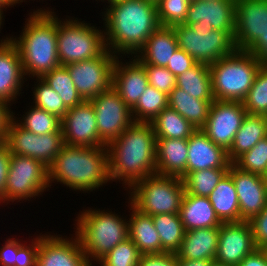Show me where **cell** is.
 <instances>
[{"label":"cell","instance_id":"obj_1","mask_svg":"<svg viewBox=\"0 0 267 266\" xmlns=\"http://www.w3.org/2000/svg\"><path fill=\"white\" fill-rule=\"evenodd\" d=\"M108 4L102 13L106 48L120 57L121 54L137 55L148 37L160 26L156 2L116 0Z\"/></svg>","mask_w":267,"mask_h":266},{"label":"cell","instance_id":"obj_2","mask_svg":"<svg viewBox=\"0 0 267 266\" xmlns=\"http://www.w3.org/2000/svg\"><path fill=\"white\" fill-rule=\"evenodd\" d=\"M109 177L129 189L156 173V136L151 122H133L107 146Z\"/></svg>","mask_w":267,"mask_h":266},{"label":"cell","instance_id":"obj_3","mask_svg":"<svg viewBox=\"0 0 267 266\" xmlns=\"http://www.w3.org/2000/svg\"><path fill=\"white\" fill-rule=\"evenodd\" d=\"M49 183L59 182L75 191H93L110 182L107 147L63 145L48 167Z\"/></svg>","mask_w":267,"mask_h":266},{"label":"cell","instance_id":"obj_4","mask_svg":"<svg viewBox=\"0 0 267 266\" xmlns=\"http://www.w3.org/2000/svg\"><path fill=\"white\" fill-rule=\"evenodd\" d=\"M47 9L40 8L28 14L21 35L11 38L20 52L25 76L42 77L60 65L57 53V16L52 9Z\"/></svg>","mask_w":267,"mask_h":266},{"label":"cell","instance_id":"obj_5","mask_svg":"<svg viewBox=\"0 0 267 266\" xmlns=\"http://www.w3.org/2000/svg\"><path fill=\"white\" fill-rule=\"evenodd\" d=\"M75 234L86 258L98 262L129 237L128 221L112 211L88 208L76 217ZM93 258V259H92ZM93 261V262H92Z\"/></svg>","mask_w":267,"mask_h":266},{"label":"cell","instance_id":"obj_6","mask_svg":"<svg viewBox=\"0 0 267 266\" xmlns=\"http://www.w3.org/2000/svg\"><path fill=\"white\" fill-rule=\"evenodd\" d=\"M261 67L252 53L242 50L209 65L214 100L242 102Z\"/></svg>","mask_w":267,"mask_h":266},{"label":"cell","instance_id":"obj_7","mask_svg":"<svg viewBox=\"0 0 267 266\" xmlns=\"http://www.w3.org/2000/svg\"><path fill=\"white\" fill-rule=\"evenodd\" d=\"M184 193L185 188L180 177L155 173L130 188L129 202L141 213L150 216L179 214Z\"/></svg>","mask_w":267,"mask_h":266},{"label":"cell","instance_id":"obj_8","mask_svg":"<svg viewBox=\"0 0 267 266\" xmlns=\"http://www.w3.org/2000/svg\"><path fill=\"white\" fill-rule=\"evenodd\" d=\"M106 43L104 31L89 23L57 17V53L60 65L91 60L101 56Z\"/></svg>","mask_w":267,"mask_h":266},{"label":"cell","instance_id":"obj_9","mask_svg":"<svg viewBox=\"0 0 267 266\" xmlns=\"http://www.w3.org/2000/svg\"><path fill=\"white\" fill-rule=\"evenodd\" d=\"M173 28L178 48L187 52L197 63L211 65L236 50L234 37L228 31L185 24Z\"/></svg>","mask_w":267,"mask_h":266},{"label":"cell","instance_id":"obj_10","mask_svg":"<svg viewBox=\"0 0 267 266\" xmlns=\"http://www.w3.org/2000/svg\"><path fill=\"white\" fill-rule=\"evenodd\" d=\"M50 186L49 169L44 163L27 156L11 155L5 191L7 204L39 197Z\"/></svg>","mask_w":267,"mask_h":266},{"label":"cell","instance_id":"obj_11","mask_svg":"<svg viewBox=\"0 0 267 266\" xmlns=\"http://www.w3.org/2000/svg\"><path fill=\"white\" fill-rule=\"evenodd\" d=\"M5 142L11 154L27 156L49 167L64 145L62 132L36 135L18 125L12 118L8 123Z\"/></svg>","mask_w":267,"mask_h":266},{"label":"cell","instance_id":"obj_12","mask_svg":"<svg viewBox=\"0 0 267 266\" xmlns=\"http://www.w3.org/2000/svg\"><path fill=\"white\" fill-rule=\"evenodd\" d=\"M116 57L107 49L99 57L65 65L84 101H90L112 87V72Z\"/></svg>","mask_w":267,"mask_h":266},{"label":"cell","instance_id":"obj_13","mask_svg":"<svg viewBox=\"0 0 267 266\" xmlns=\"http://www.w3.org/2000/svg\"><path fill=\"white\" fill-rule=\"evenodd\" d=\"M78 237L42 234L33 238L31 266H90Z\"/></svg>","mask_w":267,"mask_h":266},{"label":"cell","instance_id":"obj_14","mask_svg":"<svg viewBox=\"0 0 267 266\" xmlns=\"http://www.w3.org/2000/svg\"><path fill=\"white\" fill-rule=\"evenodd\" d=\"M90 102L95 111L99 138L106 146L134 122L131 109L112 87Z\"/></svg>","mask_w":267,"mask_h":266},{"label":"cell","instance_id":"obj_15","mask_svg":"<svg viewBox=\"0 0 267 266\" xmlns=\"http://www.w3.org/2000/svg\"><path fill=\"white\" fill-rule=\"evenodd\" d=\"M246 114V109L240 101L214 100L206 123L201 130L213 143L228 151Z\"/></svg>","mask_w":267,"mask_h":266},{"label":"cell","instance_id":"obj_16","mask_svg":"<svg viewBox=\"0 0 267 266\" xmlns=\"http://www.w3.org/2000/svg\"><path fill=\"white\" fill-rule=\"evenodd\" d=\"M63 142L69 146L106 147L100 140L97 119L90 101L69 108L61 119Z\"/></svg>","mask_w":267,"mask_h":266},{"label":"cell","instance_id":"obj_17","mask_svg":"<svg viewBox=\"0 0 267 266\" xmlns=\"http://www.w3.org/2000/svg\"><path fill=\"white\" fill-rule=\"evenodd\" d=\"M236 50L247 51L267 32V0H235Z\"/></svg>","mask_w":267,"mask_h":266},{"label":"cell","instance_id":"obj_18","mask_svg":"<svg viewBox=\"0 0 267 266\" xmlns=\"http://www.w3.org/2000/svg\"><path fill=\"white\" fill-rule=\"evenodd\" d=\"M255 249L253 230L249 221L223 222L219 226V239L214 261L238 266Z\"/></svg>","mask_w":267,"mask_h":266},{"label":"cell","instance_id":"obj_19","mask_svg":"<svg viewBox=\"0 0 267 266\" xmlns=\"http://www.w3.org/2000/svg\"><path fill=\"white\" fill-rule=\"evenodd\" d=\"M240 211V221H250L260 214L267 205V177L244 171L234 163L229 165Z\"/></svg>","mask_w":267,"mask_h":266},{"label":"cell","instance_id":"obj_20","mask_svg":"<svg viewBox=\"0 0 267 266\" xmlns=\"http://www.w3.org/2000/svg\"><path fill=\"white\" fill-rule=\"evenodd\" d=\"M235 15V0H192L184 24L228 31L234 37Z\"/></svg>","mask_w":267,"mask_h":266},{"label":"cell","instance_id":"obj_21","mask_svg":"<svg viewBox=\"0 0 267 266\" xmlns=\"http://www.w3.org/2000/svg\"><path fill=\"white\" fill-rule=\"evenodd\" d=\"M133 58L124 63L117 56L112 72V88L130 109L149 85L144 65L135 56Z\"/></svg>","mask_w":267,"mask_h":266},{"label":"cell","instance_id":"obj_22","mask_svg":"<svg viewBox=\"0 0 267 266\" xmlns=\"http://www.w3.org/2000/svg\"><path fill=\"white\" fill-rule=\"evenodd\" d=\"M11 38L6 36L0 41V100L9 105L21 94L24 79H27L24 77L20 52Z\"/></svg>","mask_w":267,"mask_h":266},{"label":"cell","instance_id":"obj_23","mask_svg":"<svg viewBox=\"0 0 267 266\" xmlns=\"http://www.w3.org/2000/svg\"><path fill=\"white\" fill-rule=\"evenodd\" d=\"M228 151L216 145L201 130L196 129L188 139L186 175L197 170L229 168Z\"/></svg>","mask_w":267,"mask_h":266},{"label":"cell","instance_id":"obj_24","mask_svg":"<svg viewBox=\"0 0 267 266\" xmlns=\"http://www.w3.org/2000/svg\"><path fill=\"white\" fill-rule=\"evenodd\" d=\"M178 48L174 28L159 26L146 40L135 57L143 65L167 67L174 51Z\"/></svg>","mask_w":267,"mask_h":266},{"label":"cell","instance_id":"obj_25","mask_svg":"<svg viewBox=\"0 0 267 266\" xmlns=\"http://www.w3.org/2000/svg\"><path fill=\"white\" fill-rule=\"evenodd\" d=\"M188 139H156V173L186 176Z\"/></svg>","mask_w":267,"mask_h":266},{"label":"cell","instance_id":"obj_26","mask_svg":"<svg viewBox=\"0 0 267 266\" xmlns=\"http://www.w3.org/2000/svg\"><path fill=\"white\" fill-rule=\"evenodd\" d=\"M179 216L185 231L219 227L218 218L208 197L184 193Z\"/></svg>","mask_w":267,"mask_h":266},{"label":"cell","instance_id":"obj_27","mask_svg":"<svg viewBox=\"0 0 267 266\" xmlns=\"http://www.w3.org/2000/svg\"><path fill=\"white\" fill-rule=\"evenodd\" d=\"M219 227L201 228L185 232L177 258L186 260H211L216 257Z\"/></svg>","mask_w":267,"mask_h":266},{"label":"cell","instance_id":"obj_28","mask_svg":"<svg viewBox=\"0 0 267 266\" xmlns=\"http://www.w3.org/2000/svg\"><path fill=\"white\" fill-rule=\"evenodd\" d=\"M128 220L129 238L142 255L162 254L161 241L150 215L141 213L131 202Z\"/></svg>","mask_w":267,"mask_h":266},{"label":"cell","instance_id":"obj_29","mask_svg":"<svg viewBox=\"0 0 267 266\" xmlns=\"http://www.w3.org/2000/svg\"><path fill=\"white\" fill-rule=\"evenodd\" d=\"M266 136L267 116L247 113L228 150L230 162L234 163Z\"/></svg>","mask_w":267,"mask_h":266},{"label":"cell","instance_id":"obj_30","mask_svg":"<svg viewBox=\"0 0 267 266\" xmlns=\"http://www.w3.org/2000/svg\"><path fill=\"white\" fill-rule=\"evenodd\" d=\"M213 101L196 99L177 86L168 95V106L188 120L195 129L205 125Z\"/></svg>","mask_w":267,"mask_h":266},{"label":"cell","instance_id":"obj_31","mask_svg":"<svg viewBox=\"0 0 267 266\" xmlns=\"http://www.w3.org/2000/svg\"><path fill=\"white\" fill-rule=\"evenodd\" d=\"M222 222H239V201L232 176L227 172L208 196Z\"/></svg>","mask_w":267,"mask_h":266},{"label":"cell","instance_id":"obj_32","mask_svg":"<svg viewBox=\"0 0 267 266\" xmlns=\"http://www.w3.org/2000/svg\"><path fill=\"white\" fill-rule=\"evenodd\" d=\"M151 123L156 139H189L196 130L188 120L169 106Z\"/></svg>","mask_w":267,"mask_h":266},{"label":"cell","instance_id":"obj_33","mask_svg":"<svg viewBox=\"0 0 267 266\" xmlns=\"http://www.w3.org/2000/svg\"><path fill=\"white\" fill-rule=\"evenodd\" d=\"M176 86L196 99L214 100L209 65L196 63L176 77Z\"/></svg>","mask_w":267,"mask_h":266},{"label":"cell","instance_id":"obj_34","mask_svg":"<svg viewBox=\"0 0 267 266\" xmlns=\"http://www.w3.org/2000/svg\"><path fill=\"white\" fill-rule=\"evenodd\" d=\"M151 217L159 234L162 254H176L181 247L186 232L179 214H157Z\"/></svg>","mask_w":267,"mask_h":266},{"label":"cell","instance_id":"obj_35","mask_svg":"<svg viewBox=\"0 0 267 266\" xmlns=\"http://www.w3.org/2000/svg\"><path fill=\"white\" fill-rule=\"evenodd\" d=\"M62 99L65 106L73 108L84 100L78 93L65 65H59L41 77Z\"/></svg>","mask_w":267,"mask_h":266},{"label":"cell","instance_id":"obj_36","mask_svg":"<svg viewBox=\"0 0 267 266\" xmlns=\"http://www.w3.org/2000/svg\"><path fill=\"white\" fill-rule=\"evenodd\" d=\"M166 107L168 95L148 85L131 109L132 117L135 122H152Z\"/></svg>","mask_w":267,"mask_h":266},{"label":"cell","instance_id":"obj_37","mask_svg":"<svg viewBox=\"0 0 267 266\" xmlns=\"http://www.w3.org/2000/svg\"><path fill=\"white\" fill-rule=\"evenodd\" d=\"M229 168H211L188 173L182 180L185 193L208 197Z\"/></svg>","mask_w":267,"mask_h":266},{"label":"cell","instance_id":"obj_38","mask_svg":"<svg viewBox=\"0 0 267 266\" xmlns=\"http://www.w3.org/2000/svg\"><path fill=\"white\" fill-rule=\"evenodd\" d=\"M12 118L22 128L33 132L36 135L62 132L60 118L34 105L25 112L21 121H16V117L14 115H12Z\"/></svg>","mask_w":267,"mask_h":266},{"label":"cell","instance_id":"obj_39","mask_svg":"<svg viewBox=\"0 0 267 266\" xmlns=\"http://www.w3.org/2000/svg\"><path fill=\"white\" fill-rule=\"evenodd\" d=\"M248 114L267 116V67H261L246 98L242 101Z\"/></svg>","mask_w":267,"mask_h":266},{"label":"cell","instance_id":"obj_40","mask_svg":"<svg viewBox=\"0 0 267 266\" xmlns=\"http://www.w3.org/2000/svg\"><path fill=\"white\" fill-rule=\"evenodd\" d=\"M36 79L37 85L35 84V87H33L34 106L62 119L67 113L68 108L60 96L41 77H36Z\"/></svg>","mask_w":267,"mask_h":266},{"label":"cell","instance_id":"obj_41","mask_svg":"<svg viewBox=\"0 0 267 266\" xmlns=\"http://www.w3.org/2000/svg\"><path fill=\"white\" fill-rule=\"evenodd\" d=\"M142 254L128 237L120 242L97 263L101 266H138Z\"/></svg>","mask_w":267,"mask_h":266},{"label":"cell","instance_id":"obj_42","mask_svg":"<svg viewBox=\"0 0 267 266\" xmlns=\"http://www.w3.org/2000/svg\"><path fill=\"white\" fill-rule=\"evenodd\" d=\"M14 239H7L0 247V266H31L33 240L28 246Z\"/></svg>","mask_w":267,"mask_h":266},{"label":"cell","instance_id":"obj_43","mask_svg":"<svg viewBox=\"0 0 267 266\" xmlns=\"http://www.w3.org/2000/svg\"><path fill=\"white\" fill-rule=\"evenodd\" d=\"M234 164L244 171L267 177V136L240 156Z\"/></svg>","mask_w":267,"mask_h":266},{"label":"cell","instance_id":"obj_44","mask_svg":"<svg viewBox=\"0 0 267 266\" xmlns=\"http://www.w3.org/2000/svg\"><path fill=\"white\" fill-rule=\"evenodd\" d=\"M190 0H158L157 13L161 26H170L184 24Z\"/></svg>","mask_w":267,"mask_h":266},{"label":"cell","instance_id":"obj_45","mask_svg":"<svg viewBox=\"0 0 267 266\" xmlns=\"http://www.w3.org/2000/svg\"><path fill=\"white\" fill-rule=\"evenodd\" d=\"M148 84L167 95L176 86V77L166 68L156 65H144Z\"/></svg>","mask_w":267,"mask_h":266},{"label":"cell","instance_id":"obj_46","mask_svg":"<svg viewBox=\"0 0 267 266\" xmlns=\"http://www.w3.org/2000/svg\"><path fill=\"white\" fill-rule=\"evenodd\" d=\"M253 230L254 244L257 249H264L267 246V205L260 213L250 221Z\"/></svg>","mask_w":267,"mask_h":266},{"label":"cell","instance_id":"obj_47","mask_svg":"<svg viewBox=\"0 0 267 266\" xmlns=\"http://www.w3.org/2000/svg\"><path fill=\"white\" fill-rule=\"evenodd\" d=\"M196 63L197 62L187 52L177 48L166 68L177 77L193 67Z\"/></svg>","mask_w":267,"mask_h":266},{"label":"cell","instance_id":"obj_48","mask_svg":"<svg viewBox=\"0 0 267 266\" xmlns=\"http://www.w3.org/2000/svg\"><path fill=\"white\" fill-rule=\"evenodd\" d=\"M11 151L5 141L0 142V203L5 202L7 177L10 168Z\"/></svg>","mask_w":267,"mask_h":266},{"label":"cell","instance_id":"obj_49","mask_svg":"<svg viewBox=\"0 0 267 266\" xmlns=\"http://www.w3.org/2000/svg\"><path fill=\"white\" fill-rule=\"evenodd\" d=\"M138 266H176V254L142 255Z\"/></svg>","mask_w":267,"mask_h":266},{"label":"cell","instance_id":"obj_50","mask_svg":"<svg viewBox=\"0 0 267 266\" xmlns=\"http://www.w3.org/2000/svg\"><path fill=\"white\" fill-rule=\"evenodd\" d=\"M262 67H267V32L261 36L248 50Z\"/></svg>","mask_w":267,"mask_h":266},{"label":"cell","instance_id":"obj_51","mask_svg":"<svg viewBox=\"0 0 267 266\" xmlns=\"http://www.w3.org/2000/svg\"><path fill=\"white\" fill-rule=\"evenodd\" d=\"M238 266H267V254L263 249H255Z\"/></svg>","mask_w":267,"mask_h":266},{"label":"cell","instance_id":"obj_52","mask_svg":"<svg viewBox=\"0 0 267 266\" xmlns=\"http://www.w3.org/2000/svg\"><path fill=\"white\" fill-rule=\"evenodd\" d=\"M10 110L9 104L0 100V142L5 141L8 123L12 119V115H15Z\"/></svg>","mask_w":267,"mask_h":266},{"label":"cell","instance_id":"obj_53","mask_svg":"<svg viewBox=\"0 0 267 266\" xmlns=\"http://www.w3.org/2000/svg\"><path fill=\"white\" fill-rule=\"evenodd\" d=\"M213 261L201 259V260H186L179 259L176 256V266H211Z\"/></svg>","mask_w":267,"mask_h":266},{"label":"cell","instance_id":"obj_54","mask_svg":"<svg viewBox=\"0 0 267 266\" xmlns=\"http://www.w3.org/2000/svg\"><path fill=\"white\" fill-rule=\"evenodd\" d=\"M14 4H16L15 0H0V6L4 9H7L9 6H15Z\"/></svg>","mask_w":267,"mask_h":266},{"label":"cell","instance_id":"obj_55","mask_svg":"<svg viewBox=\"0 0 267 266\" xmlns=\"http://www.w3.org/2000/svg\"><path fill=\"white\" fill-rule=\"evenodd\" d=\"M3 9L4 8L0 6V29H1V25H2L3 19H4V17H3Z\"/></svg>","mask_w":267,"mask_h":266},{"label":"cell","instance_id":"obj_56","mask_svg":"<svg viewBox=\"0 0 267 266\" xmlns=\"http://www.w3.org/2000/svg\"><path fill=\"white\" fill-rule=\"evenodd\" d=\"M211 266H231V265H225V264H221V263H218L216 261H213Z\"/></svg>","mask_w":267,"mask_h":266},{"label":"cell","instance_id":"obj_57","mask_svg":"<svg viewBox=\"0 0 267 266\" xmlns=\"http://www.w3.org/2000/svg\"><path fill=\"white\" fill-rule=\"evenodd\" d=\"M16 1V4L18 3H20V2H23V0H15ZM43 1V0H42ZM24 2H25V0H24Z\"/></svg>","mask_w":267,"mask_h":266},{"label":"cell","instance_id":"obj_58","mask_svg":"<svg viewBox=\"0 0 267 266\" xmlns=\"http://www.w3.org/2000/svg\"><path fill=\"white\" fill-rule=\"evenodd\" d=\"M104 1V0H103ZM106 1V0H105ZM108 2H106V3H109V2H113V1H116V0H107Z\"/></svg>","mask_w":267,"mask_h":266},{"label":"cell","instance_id":"obj_59","mask_svg":"<svg viewBox=\"0 0 267 266\" xmlns=\"http://www.w3.org/2000/svg\"><path fill=\"white\" fill-rule=\"evenodd\" d=\"M265 252H266V254H267V246L263 249Z\"/></svg>","mask_w":267,"mask_h":266}]
</instances>
